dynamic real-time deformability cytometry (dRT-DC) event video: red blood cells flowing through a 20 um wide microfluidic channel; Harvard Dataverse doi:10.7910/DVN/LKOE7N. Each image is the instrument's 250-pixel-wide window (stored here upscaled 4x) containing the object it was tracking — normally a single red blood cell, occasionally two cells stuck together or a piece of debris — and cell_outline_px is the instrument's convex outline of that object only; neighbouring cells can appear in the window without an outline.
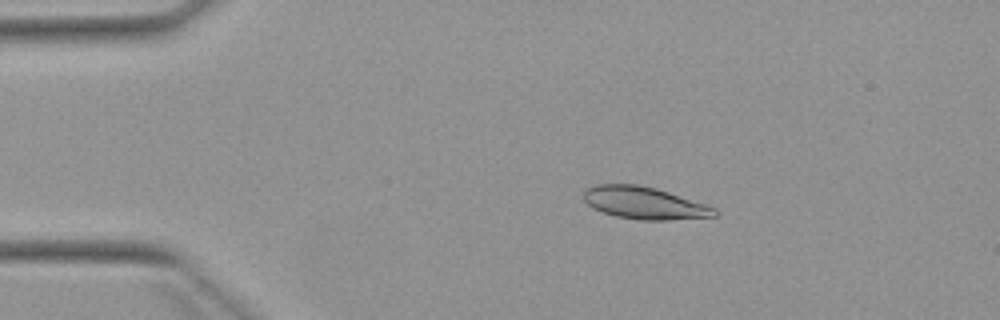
{"species": "Egyptian fruit bat (a non-hibernating species)", "species_latin": "Rousettus aegyptiacus", "temperature_condition": "warm", "stored_images_in_passage": 4, "camera_frame_rate_fps": 3000, "um_per_image_px": 0.085, "animal": {"sex": "female"}, "frame": {"image": 1, "passage_image": 2, "time_ms": 1.333, "image_size_px": [1000, 320], "cell_outline_px": [[716, 216], [668, 220], [640, 220], [616, 216], [592, 208], [584, 200], [584, 188], [596, 184], [636, 184], [656, 188], [716, 208]], "centroid_in_image_um": [54.72, 17.25], "position_along_channel_um": 30.3, "area_um2": 24.45}}
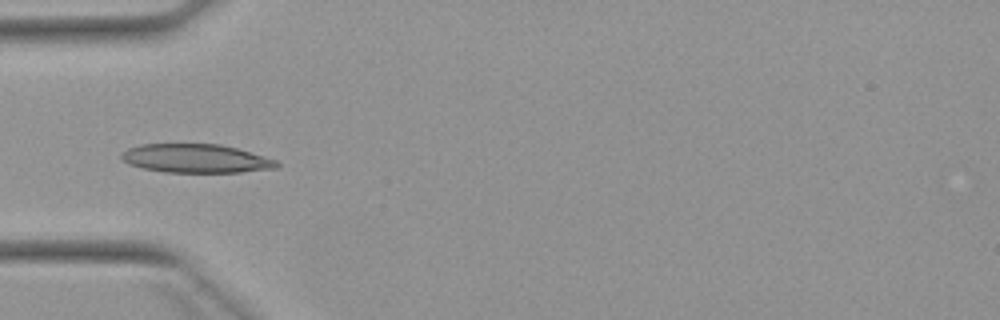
{"frame": {"image": 2, "passage_image": 4, "time_ms": 3.667, "image_size_px": [1000, 320], "cell_outline_px": [[280, 164], [276, 168], [240, 172], [164, 172], [144, 168], [128, 164], [120, 160], [120, 156], [128, 148], [140, 144], [220, 144], [236, 148], [264, 156], [276, 160]], "centroid_in_image_um": [16.63, 13.47], "position_along_channel_um": 68.4, "area_um2": 25.89}}